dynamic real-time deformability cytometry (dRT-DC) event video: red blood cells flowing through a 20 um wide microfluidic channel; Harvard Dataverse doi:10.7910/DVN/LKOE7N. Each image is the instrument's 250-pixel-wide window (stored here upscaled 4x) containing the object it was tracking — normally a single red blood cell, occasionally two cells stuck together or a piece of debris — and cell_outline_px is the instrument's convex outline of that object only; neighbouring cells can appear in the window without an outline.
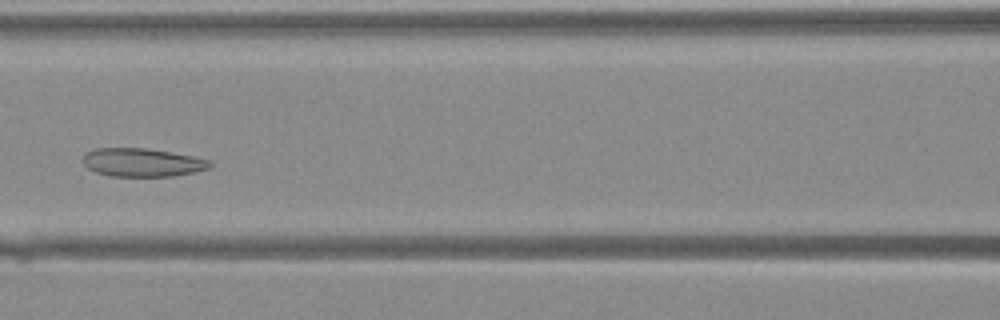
{"species": "Egyptian fruit bat (a non-hibernating species)", "species_latin": "Rousettus aegyptiacus", "temperature_condition": "warm", "stored_images_in_passage": 39, "camera_frame_rate_fps": 3000, "um_per_image_px": 0.085, "animal": {"sex": "female"}, "frame": {"image": 1, "passage_image": 16, "time_ms": 5.0, "image_size_px": [1000, 320], "cell_outline_px": [[212, 164], [208, 168], [196, 172], [176, 176], [112, 176], [96, 172], [88, 168], [80, 160], [88, 152], [96, 148], [144, 148], [192, 156], [212, 160]], "centroid_in_image_um": [12.1, 13.81], "position_along_channel_um": 154.5, "area_um2": 20.92}}
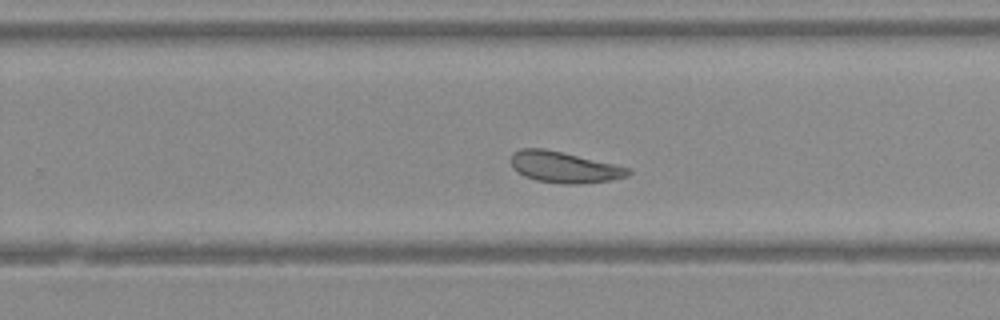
{"frame": {"image": 2, "passage_image": 24, "time_ms": 7.667, "image_size_px": [1000, 320], "cell_outline_px": [[632, 172], [628, 176], [612, 180], [576, 184], [560, 184], [536, 180], [524, 176], [516, 172], [512, 168], [512, 152], [520, 148], [544, 148], [632, 168]], "centroid_in_image_um": [47.95, 14.21], "position_along_channel_um": 281.8, "area_um2": 21.39}}
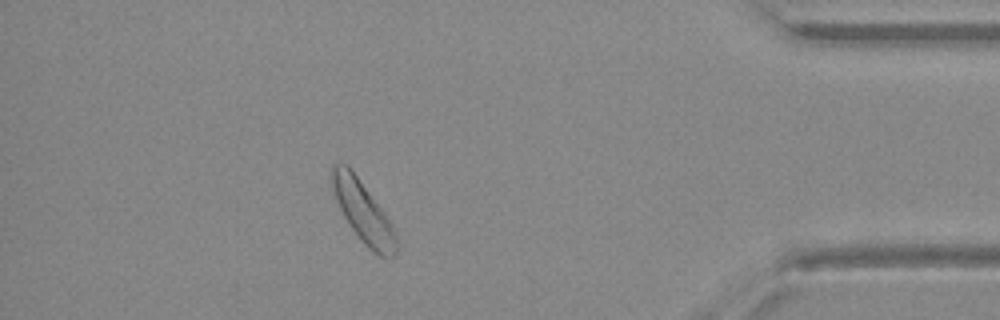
{"frame": {"image": 3, "passage_image": 34, "time_ms": 11.0, "image_size_px": [1000, 320], "cell_outline_px": [[400, 244], [396, 256], [388, 260], [372, 252], [360, 240], [344, 216], [336, 200], [332, 184], [332, 164], [348, 164], [384, 212], [392, 224], [396, 232]], "centroid_in_image_um": [30.94, 18.1], "position_along_channel_um": 404.3, "area_um2": 23.06}}